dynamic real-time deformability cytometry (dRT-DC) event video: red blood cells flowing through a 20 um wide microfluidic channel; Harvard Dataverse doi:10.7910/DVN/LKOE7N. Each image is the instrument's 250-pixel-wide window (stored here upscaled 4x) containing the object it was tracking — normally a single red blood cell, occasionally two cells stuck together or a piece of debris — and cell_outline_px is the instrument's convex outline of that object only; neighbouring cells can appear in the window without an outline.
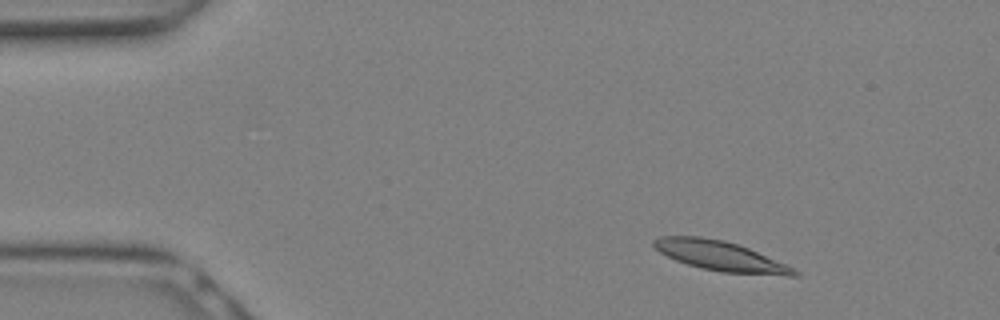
{"species": "Egyptian fruit bat (a non-hibernating species)", "species_latin": "Rousettus aegyptiacus", "temperature_condition": "warm", "stored_images_in_passage": 10, "camera_frame_rate_fps": 3000, "um_per_image_px": 0.085, "animal": {"sex": "female"}, "frame": {"image": 1, "passage_image": 2, "time_ms": 0.333, "image_size_px": [1000, 320], "cell_outline_px": [[800, 276], [788, 276], [720, 272], [700, 268], [676, 260], [660, 252], [652, 244], [652, 240], [660, 236], [700, 236], [724, 240], [748, 248], [784, 264], [800, 272]], "centroid_in_image_um": [61.21, 21.76], "position_along_channel_um": 23.8, "area_um2": 24.16}}
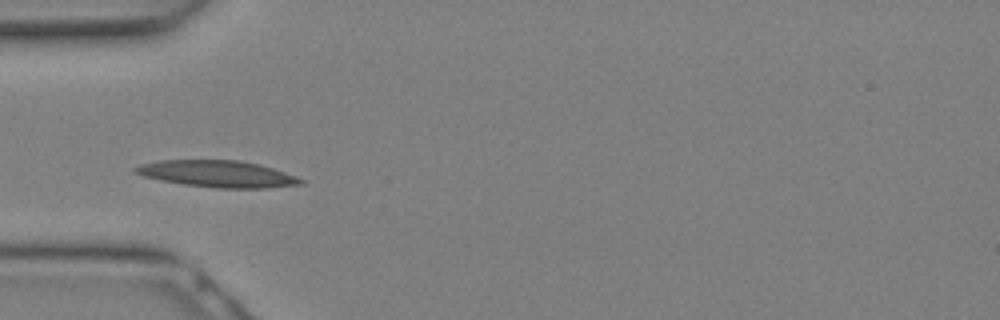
{"frame": {"image": 2, "passage_image": 7, "time_ms": 2.0, "image_size_px": [1000, 320], "cell_outline_px": [[304, 184], [268, 188], [216, 188], [184, 184], [160, 180], [144, 176], [132, 172], [132, 168], [140, 164], [160, 160], [240, 160], [260, 164], [296, 176], [304, 180]], "centroid_in_image_um": [18.48, 14.78], "position_along_channel_um": 66.5, "area_um2": 25.84}}
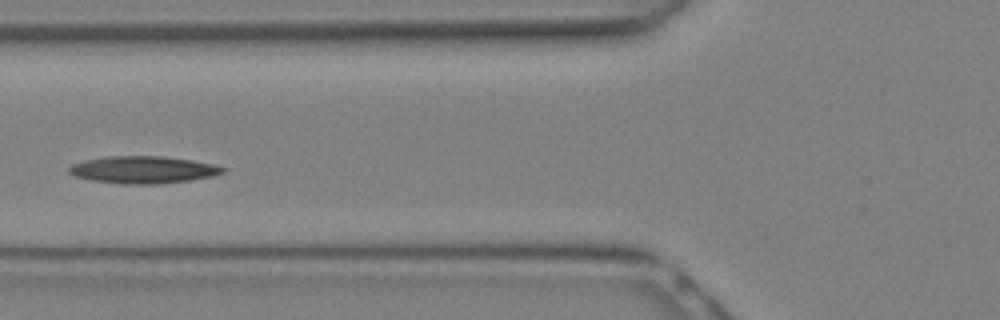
{"frame": {"image": 3, "passage_image": 9, "time_ms": 2.667, "image_size_px": [1000, 320], "cell_outline_px": [[228, 168], [224, 172], [212, 176], [188, 180], [160, 184], [120, 184], [92, 180], [76, 176], [68, 172], [68, 168], [72, 164], [84, 160], [112, 156], [164, 156], [192, 160], [216, 164]], "centroid_in_image_um": [12.2, 14.42], "position_along_channel_um": 113.6, "area_um2": 24.45}}